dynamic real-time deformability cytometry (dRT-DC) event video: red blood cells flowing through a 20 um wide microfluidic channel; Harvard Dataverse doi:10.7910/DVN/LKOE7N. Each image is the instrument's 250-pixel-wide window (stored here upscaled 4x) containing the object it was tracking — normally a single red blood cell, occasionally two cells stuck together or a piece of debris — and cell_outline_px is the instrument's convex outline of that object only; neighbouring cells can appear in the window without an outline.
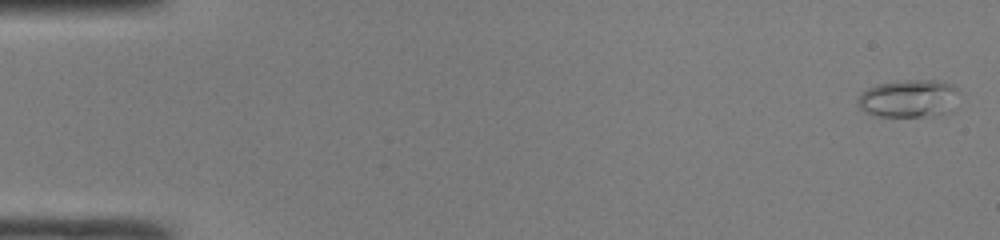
{"species": "common noctule bat (a hibernating species)", "species_latin": "Nyctalus noctula", "temperature_condition": "room temperature", "stored_images_in_passage": 48, "camera_frame_rate_fps": 3000, "um_per_image_px": 0.085, "animal": {"sex": "male", "body_mass_g": 19.0, "forearm_length_mm": 50.8}, "frame": {"image": 1, "passage_image": 1, "time_ms": 0.0, "image_size_px": [1000, 240], "cell_outline_px": [[960, 92], [932, 112], [924, 116], [872, 116], [864, 112], [856, 104], [856, 100], [860, 92], [876, 84], [896, 80], [936, 80], [952, 84]], "centroid_in_image_um": [76.96, 8.31], "position_along_channel_um": 8.0, "area_um2": 21.15}}
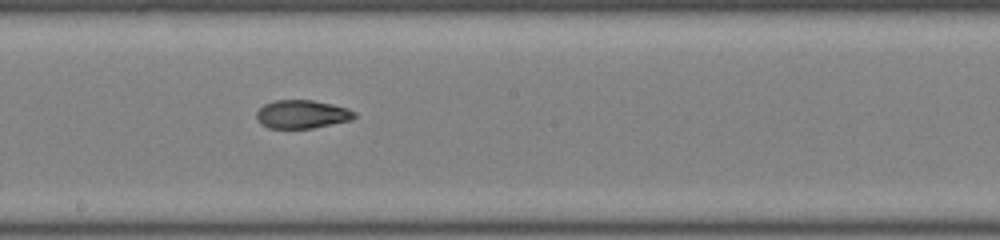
{"frame": {"image": 2, "passage_image": 27, "time_ms": 8.667, "image_size_px": [1000, 240], "cell_outline_px": [[356, 116], [352, 120], [312, 128], [268, 128], [260, 124], [256, 116], [256, 112], [264, 104], [272, 100], [312, 100], [332, 104], [348, 108], [356, 112]], "centroid_in_image_um": [25.67, 9.71], "position_along_channel_um": 222.5, "area_um2": 16.3}}
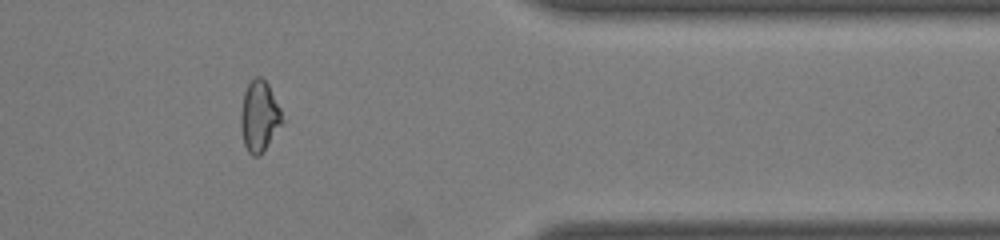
{"frame": {"image": 3, "passage_image": 40, "time_ms": 13.0, "image_size_px": [1000, 240], "cell_outline_px": [[284, 120], [260, 156], [252, 156], [248, 152], [244, 144], [240, 124], [240, 116], [244, 92], [248, 84], [256, 76], [260, 76], [268, 84], [280, 108]], "centroid_in_image_um": [22.03, 9.89], "position_along_channel_um": 389.4, "area_um2": 16.94}, "authors_computed_cell_mechanics": {"area_um2": 17.1666, "velocity_mm_per_s": 4.2364, "shape_relaxation_time_tau1_ms": null, "shape_relaxation_time_tau2_ms": 1.7996, "deformation_change_tau1": null, "deformation_change_tau2": 0.0834}}